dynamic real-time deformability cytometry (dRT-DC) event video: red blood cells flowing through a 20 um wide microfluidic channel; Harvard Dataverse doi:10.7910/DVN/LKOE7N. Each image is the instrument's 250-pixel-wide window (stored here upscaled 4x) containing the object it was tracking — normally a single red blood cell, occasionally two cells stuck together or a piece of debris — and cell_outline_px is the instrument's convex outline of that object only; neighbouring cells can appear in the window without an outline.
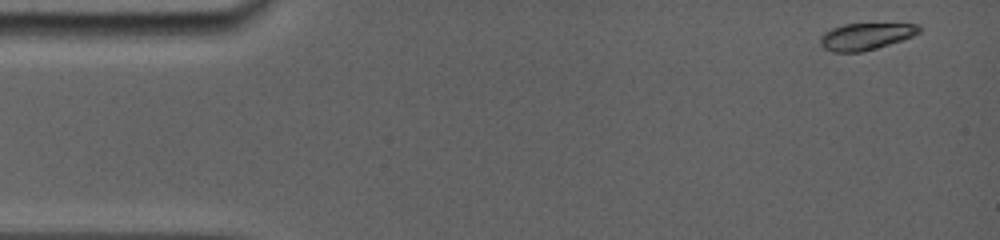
{"species": "common noctule bat (a hibernating species)", "species_latin": "Nyctalus noctula", "temperature_condition": "room temperature", "stored_images_in_passage": 66, "camera_frame_rate_fps": 5000, "um_per_image_px": 0.085, "animal": {"sex": "female", "body_mass_g": 19.0, "forearm_length_mm": 56.7}, "frame": {"image": 1, "passage_image": 1, "time_ms": 0.0, "image_size_px": [1000, 240], "cell_outline_px": [[920, 32], [912, 36], [876, 48], [860, 52], [832, 52], [824, 48], [820, 44], [820, 36], [824, 32], [832, 28], [844, 24], [920, 24]], "centroid_in_image_um": [73.55, 3.09], "position_along_channel_um": 11.5, "area_um2": 15.26}}
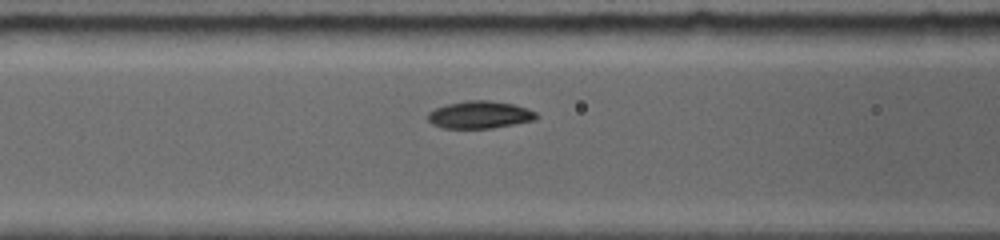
{"frame": {"image": 2, "passage_image": 29, "time_ms": 5.8, "image_size_px": [1000, 240], "cell_outline_px": [[540, 116], [536, 120], [492, 128], [444, 128], [432, 124], [428, 120], [428, 112], [436, 108], [448, 104], [464, 100], [488, 100], [512, 104], [528, 108], [536, 112]], "centroid_in_image_um": [40.81, 9.75], "position_along_channel_um": 125.8, "area_um2": 17.4}}
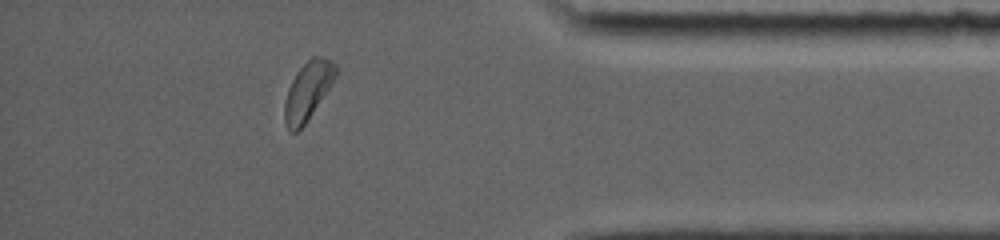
{"frame": {"image": 3, "passage_image": 57, "time_ms": 13.6, "image_size_px": [1000, 240], "cell_outline_px": [[340, 68], [332, 84], [308, 120], [296, 132], [292, 132], [288, 128], [284, 120], [284, 104], [288, 88], [296, 72], [312, 56], [320, 56], [332, 60]], "centroid_in_image_um": [26.19, 7.69], "position_along_channel_um": 409.0, "area_um2": 17.4}, "authors_computed_cell_mechanics": {"area_um2": 17.2822, "velocity_mm_per_s": 3.8313, "shape_relaxation_time_tau1_ms": 1.9881, "shape_relaxation_time_tau2_ms": null, "deformation_change_tau1": 0.1264, "deformation_change_tau2": null}}